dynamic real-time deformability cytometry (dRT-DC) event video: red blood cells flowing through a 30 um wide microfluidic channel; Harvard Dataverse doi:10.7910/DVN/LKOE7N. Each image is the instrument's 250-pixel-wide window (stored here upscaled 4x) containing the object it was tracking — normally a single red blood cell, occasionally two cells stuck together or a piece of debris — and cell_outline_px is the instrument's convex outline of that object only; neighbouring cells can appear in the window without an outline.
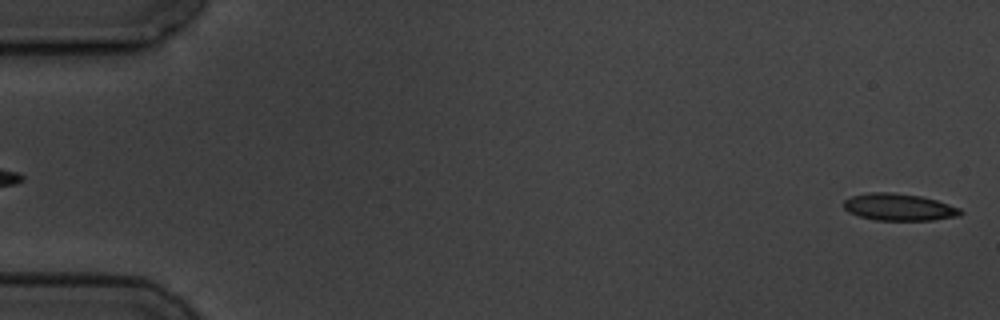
{"species": "common noctule bat (a hibernating species)", "species_latin": "Nyctalus noctula", "temperature_condition": "cold", "stored_images_in_passage": 5, "segment_of_instrument_passage": [2, 2], "camera_frame_rate_fps": 3000, "um_per_image_px": 0.085, "animal": {"sex": "male", "body_mass_g": 19.5, "forearm_length_mm": 54.6}, "frame": {"image": 1, "passage_image": 5, "time_ms": 4.667, "image_size_px": [1000, 320], "cell_outline_px": [[964, 212], [960, 216], [932, 220], [876, 220], [860, 216], [848, 212], [844, 208], [844, 200], [852, 196], [868, 192], [892, 192], [920, 196], [936, 200], [960, 208]], "centroid_in_image_um": [76.42, 17.6], "position_along_channel_um": 8.6, "area_um2": 18.38}}